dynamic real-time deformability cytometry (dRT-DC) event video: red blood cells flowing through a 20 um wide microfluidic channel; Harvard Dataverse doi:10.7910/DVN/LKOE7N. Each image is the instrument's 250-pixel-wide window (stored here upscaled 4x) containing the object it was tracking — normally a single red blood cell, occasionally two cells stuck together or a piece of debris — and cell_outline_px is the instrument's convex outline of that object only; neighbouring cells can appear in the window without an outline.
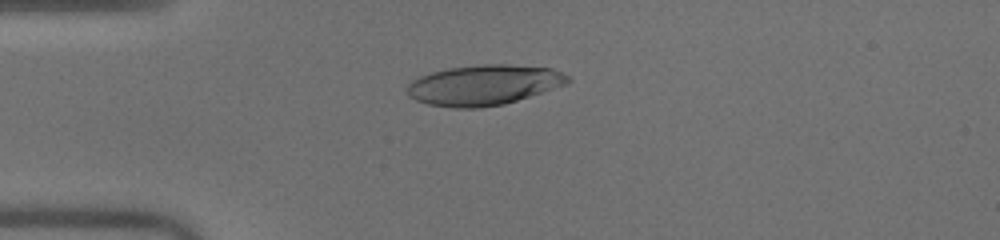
{"species": "human", "species_latin": "Homo sapiens", "temperature_condition": "warm", "stored_images_in_passage": 46, "camera_frame_rate_fps": 3000, "um_per_image_px": 0.085, "donor": {"sex": "male"}, "frame": {"image": 1, "passage_image": 13, "time_ms": 4.0, "image_size_px": [1000, 240], "cell_outline_px": [[572, 80], [568, 84], [504, 104], [480, 108], [456, 108], [428, 104], [416, 100], [408, 96], [404, 88], [412, 80], [420, 76], [432, 72], [448, 68], [484, 64], [508, 64], [552, 68], [568, 76]], "centroid_in_image_um": [41.11, 7.23], "position_along_channel_um": 43.9, "area_um2": 37.86}}
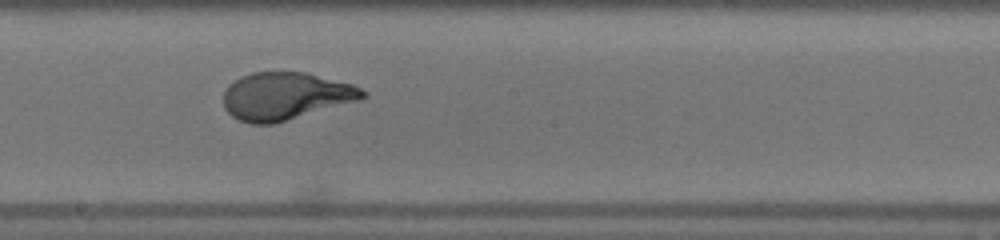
{"frame": {"image": 2, "passage_image": 28, "time_ms": 9.0, "image_size_px": [1000, 240], "cell_outline_px": [[368, 96], [360, 100], [272, 124], [252, 124], [240, 120], [232, 116], [224, 108], [224, 92], [228, 84], [240, 76], [252, 72], [304, 72], [352, 84], [368, 92]], "centroid_in_image_um": [24.26, 8.16], "position_along_channel_um": 223.9, "area_um2": 38.49}}
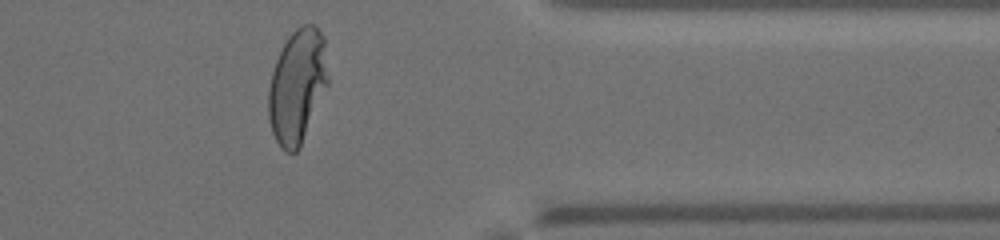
{"frame": {"image": 3, "passage_image": 41, "time_ms": 13.333, "image_size_px": [1000, 240], "cell_outline_px": [[328, 84], [300, 148], [296, 152], [284, 152], [280, 148], [272, 132], [268, 116], [268, 88], [272, 72], [276, 60], [288, 36], [296, 28], [304, 24], [316, 24], [324, 36], [328, 76]], "centroid_in_image_um": [25.27, 7.32], "position_along_channel_um": 386.1, "area_um2": 39.82}, "authors_computed_cell_mechanics": {"area_um2": 39.1306, "velocity_mm_per_s": 4.07, "shape_relaxation_time_tau1_ms": 5.2141, "shape_relaxation_time_tau2_ms": null, "deformation_change_tau1": 0.2933, "deformation_change_tau2": null}}